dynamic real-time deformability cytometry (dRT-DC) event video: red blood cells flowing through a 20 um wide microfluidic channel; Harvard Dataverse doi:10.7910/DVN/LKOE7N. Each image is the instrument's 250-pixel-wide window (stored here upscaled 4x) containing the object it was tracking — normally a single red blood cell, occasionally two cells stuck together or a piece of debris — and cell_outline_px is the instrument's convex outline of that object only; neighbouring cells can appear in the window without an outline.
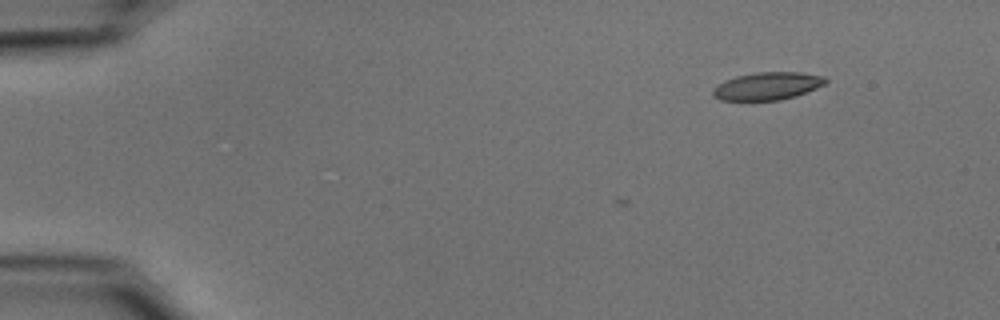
{"species": "common noctule bat (a hibernating species)", "species_latin": "Nyctalus noctula", "temperature_condition": "cold", "stored_images_in_passage": 3, "camera_frame_rate_fps": 3000, "um_per_image_px": 0.085, "animal": {"sex": "male", "body_mass_g": 15.6}, "frame": {"image": 1, "passage_image": 3, "time_ms": 0.667, "image_size_px": [1000, 320], "cell_outline_px": [[828, 80], [824, 84], [816, 88], [796, 96], [780, 100], [720, 100], [712, 96], [712, 88], [724, 80], [736, 76], [756, 72], [800, 72], [824, 76]], "centroid_in_image_um": [65.2, 7.31], "position_along_channel_um": 19.8, "area_um2": 18.26}}